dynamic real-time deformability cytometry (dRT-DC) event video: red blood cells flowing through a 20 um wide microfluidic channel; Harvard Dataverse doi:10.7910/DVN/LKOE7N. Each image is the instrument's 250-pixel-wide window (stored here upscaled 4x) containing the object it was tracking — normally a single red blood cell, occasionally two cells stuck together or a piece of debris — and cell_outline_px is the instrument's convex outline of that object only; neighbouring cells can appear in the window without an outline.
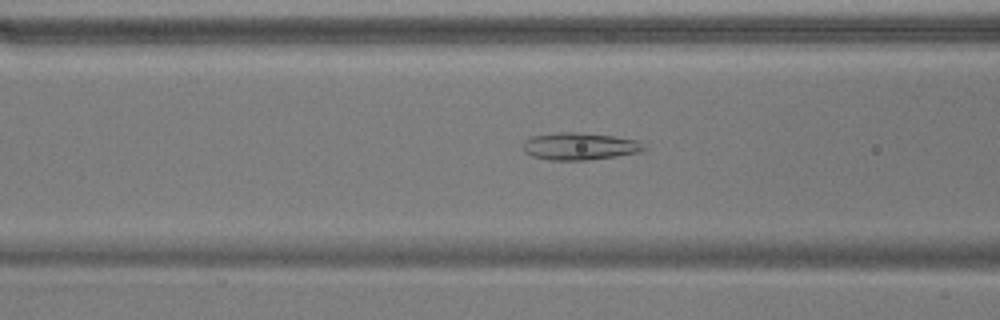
{"species": "common noctule bat (a hibernating species)", "species_latin": "Nyctalus noctula", "temperature_condition": "warm", "stored_images_in_passage": 55, "camera_frame_rate_fps": 3000, "um_per_image_px": 0.085, "animal": {"sex": "male", "body_mass_g": 17.9}, "frame": {"image": 1, "passage_image": 22, "time_ms": 7.0, "image_size_px": [1000, 320], "cell_outline_px": [[648, 148], [640, 152], [616, 156], [588, 160], [548, 160], [532, 156], [524, 152], [524, 144], [532, 136], [556, 132], [580, 132], [612, 136], [640, 140]], "centroid_in_image_um": [49.32, 12.43], "position_along_channel_um": 117.3, "area_um2": 19.31}}
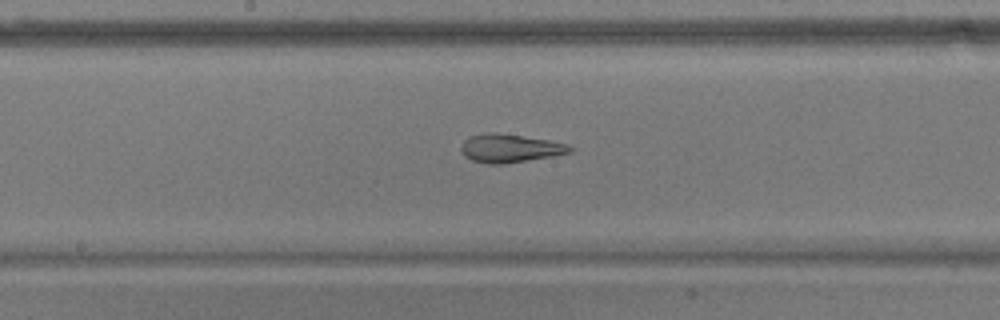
{"frame": {"image": 2, "passage_image": 29, "time_ms": 9.333, "image_size_px": [1000, 320], "cell_outline_px": [[576, 148], [572, 152], [552, 156], [504, 164], [488, 164], [472, 160], [464, 156], [460, 148], [460, 144], [468, 136], [488, 132], [496, 132], [548, 140], [568, 144]], "centroid_in_image_um": [43.33, 12.6], "position_along_channel_um": 204.9, "area_um2": 18.15}}
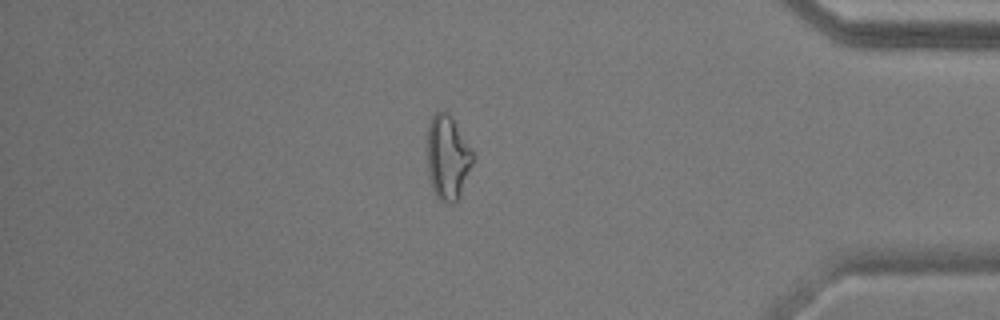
{"frame": {"image": 3, "passage_image": 47, "time_ms": 15.333, "image_size_px": [1000, 320], "cell_outline_px": [[476, 156], [460, 196], [456, 204], [444, 204], [436, 196], [432, 188], [428, 176], [428, 120], [436, 112], [448, 112], [472, 148]], "centroid_in_image_um": [38.07, 13.43], "position_along_channel_um": 397.1, "area_um2": 22.83}, "authors_computed_cell_mechanics": {"area_um2": 22.542, "velocity_mm_per_s": 3.7394, "shape_relaxation_time_tau1_ms": null, "shape_relaxation_time_tau2_ms": 2.6796, "deformation_change_tau1": null, "deformation_change_tau2": 0.1039}}